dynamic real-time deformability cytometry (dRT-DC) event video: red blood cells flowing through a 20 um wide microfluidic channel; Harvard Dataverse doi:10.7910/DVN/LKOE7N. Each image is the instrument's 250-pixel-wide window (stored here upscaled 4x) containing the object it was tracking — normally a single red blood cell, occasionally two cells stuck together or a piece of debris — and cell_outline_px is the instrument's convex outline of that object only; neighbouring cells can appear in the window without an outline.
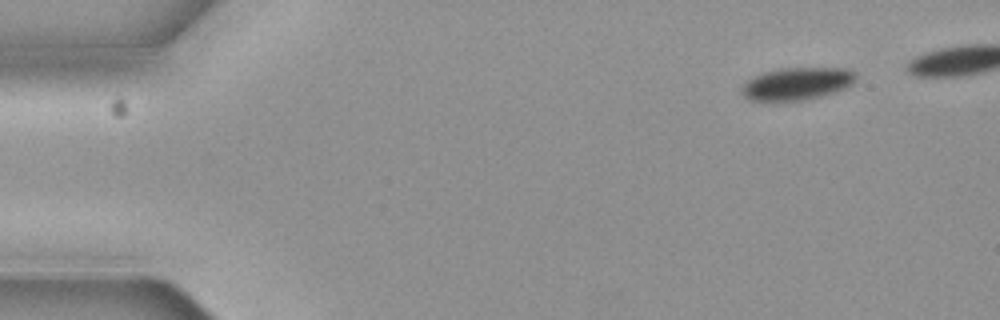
{"species": "common noctule bat (a hibernating species)", "species_latin": "Nyctalus noctula", "temperature_condition": "cold", "stored_images_in_passage": 6, "camera_frame_rate_fps": 3000, "um_per_image_px": 0.085, "animal": {"sex": "female", "body_mass_g": 19.3, "forearm_length_mm": 54.1}, "frame": {"image": 1, "passage_image": 6, "time_ms": 1.667, "image_size_px": [1000, 320], "cell_outline_px": [[856, 76], [852, 84], [844, 88], [820, 96], [804, 100], [748, 100], [740, 92], [740, 88], [744, 80], [760, 72], [776, 68], [848, 68], [856, 72]], "centroid_in_image_um": [67.66, 7.09], "position_along_channel_um": 17.3, "area_um2": 21.85}}